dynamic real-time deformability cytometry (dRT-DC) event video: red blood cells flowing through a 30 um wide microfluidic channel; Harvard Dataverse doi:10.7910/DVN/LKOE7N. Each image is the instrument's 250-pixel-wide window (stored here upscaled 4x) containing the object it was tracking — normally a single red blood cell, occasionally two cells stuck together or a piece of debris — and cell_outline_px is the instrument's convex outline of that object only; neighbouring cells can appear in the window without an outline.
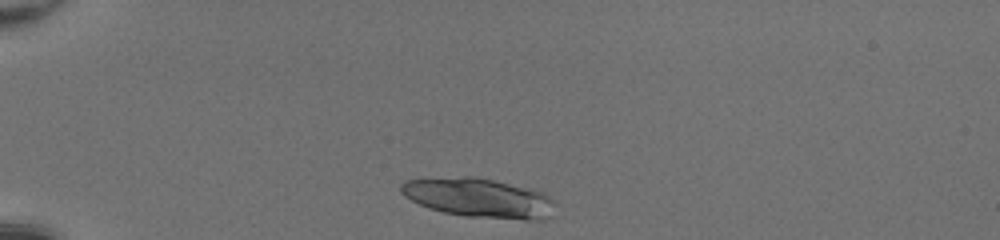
{"species": "common noctule bat (a hibernating species)", "species_latin": "Nyctalus noctula", "temperature_condition": "room temperature", "stored_images_in_passage": 14, "camera_frame_rate_fps": 3000, "um_per_image_px": 0.085, "animal": {"sex": "female", "body_mass_g": 20.0, "forearm_length_mm": 54.0}, "frame": {"image": 1, "passage_image": 1, "time_ms": 0.0, "image_size_px": [1000, 240], "cell_outline_px": [[552, 216], [544, 220], [524, 220], [468, 216], [444, 212], [428, 208], [404, 196], [400, 192], [400, 184], [404, 180], [464, 176], [472, 176], [532, 188], [544, 192], [552, 200]], "centroid_in_image_um": [40.71, 16.82], "position_along_channel_um": 44.3, "area_um2": 35.32}}